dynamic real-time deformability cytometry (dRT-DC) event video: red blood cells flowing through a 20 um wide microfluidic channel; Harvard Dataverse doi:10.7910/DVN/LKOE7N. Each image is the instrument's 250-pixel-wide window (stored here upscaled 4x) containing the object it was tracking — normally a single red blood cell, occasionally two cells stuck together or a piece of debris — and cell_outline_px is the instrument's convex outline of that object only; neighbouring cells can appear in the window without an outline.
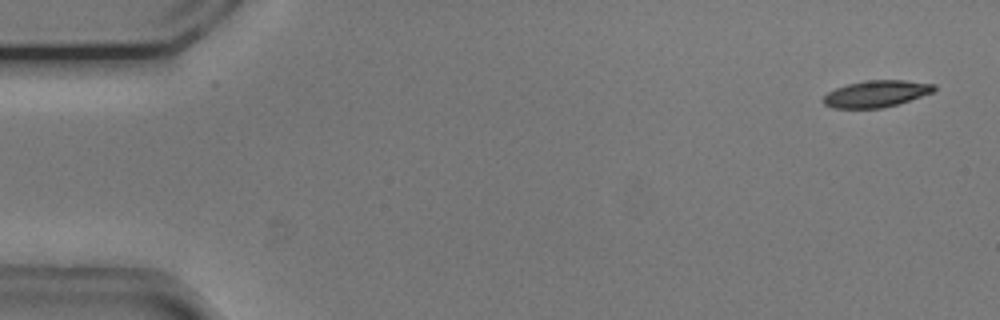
{"species": "common noctule bat (a hibernating species)", "species_latin": "Nyctalus noctula", "temperature_condition": "cold", "stored_images_in_passage": 48, "camera_frame_rate_fps": 3000, "um_per_image_px": 0.085, "animal": {"sex": "male", "body_mass_g": 20.5, "forearm_length_mm": 52.5}, "frame": {"image": 1, "passage_image": 3, "time_ms": 0.667, "image_size_px": [1000, 320], "cell_outline_px": [[936, 88], [932, 92], [896, 104], [880, 108], [832, 108], [824, 104], [820, 100], [828, 92], [836, 88], [848, 84], [864, 80], [904, 80], [936, 84]], "centroid_in_image_um": [74.43, 7.96], "position_along_channel_um": 10.6, "area_um2": 17.11}}
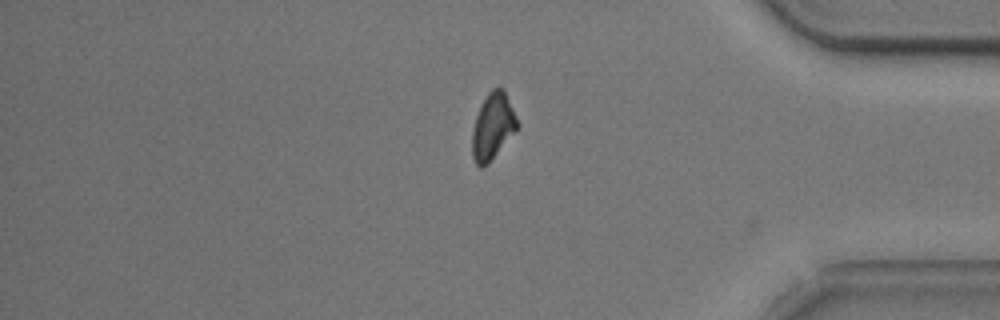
{"frame": {"image": 2, "passage_image": 46, "time_ms": 15.0, "image_size_px": [1000, 320], "cell_outline_px": [[520, 124], [488, 164], [484, 168], [480, 168], [476, 164], [472, 156], [472, 132], [476, 116], [488, 92], [492, 88], [500, 84], [504, 88]], "centroid_in_image_um": [41.89, 10.71], "position_along_channel_um": 393.3, "area_um2": 17.46}, "authors_computed_cell_mechanics": {"area_um2": 18.0336, "velocity_mm_per_s": 3.7212, "shape_relaxation_time_tau1_ms": 3.4723, "shape_relaxation_time_tau2_ms": null, "deformation_change_tau1": 0.12, "deformation_change_tau2": null}}